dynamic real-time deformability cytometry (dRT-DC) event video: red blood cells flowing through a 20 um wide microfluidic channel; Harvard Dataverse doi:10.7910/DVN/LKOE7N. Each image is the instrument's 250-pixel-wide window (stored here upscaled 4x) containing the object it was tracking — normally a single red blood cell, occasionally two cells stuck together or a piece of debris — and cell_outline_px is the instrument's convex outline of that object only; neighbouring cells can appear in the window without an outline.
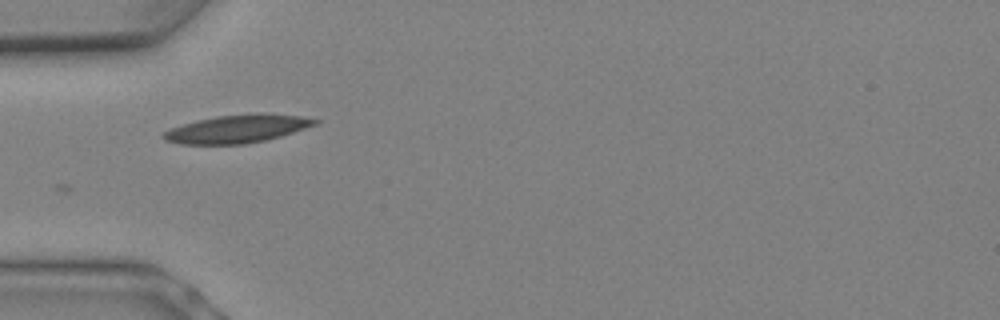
{"species": "Egyptian fruit bat (a non-hibernating species)", "species_latin": "Rousettus aegyptiacus", "temperature_condition": "warm", "stored_images_in_passage": 13, "camera_frame_rate_fps": 3000, "um_per_image_px": 0.085, "animal": {"sex": "female"}, "frame": {"image": 1, "passage_image": 8, "time_ms": 2.333, "image_size_px": [1000, 320], "cell_outline_px": [[320, 120], [316, 124], [280, 136], [264, 140], [244, 144], [180, 144], [164, 140], [160, 136], [164, 132], [172, 128], [184, 124], [216, 116], [300, 116]], "centroid_in_image_um": [20.06, 11.01], "position_along_channel_um": 64.9, "area_um2": 23.29}}